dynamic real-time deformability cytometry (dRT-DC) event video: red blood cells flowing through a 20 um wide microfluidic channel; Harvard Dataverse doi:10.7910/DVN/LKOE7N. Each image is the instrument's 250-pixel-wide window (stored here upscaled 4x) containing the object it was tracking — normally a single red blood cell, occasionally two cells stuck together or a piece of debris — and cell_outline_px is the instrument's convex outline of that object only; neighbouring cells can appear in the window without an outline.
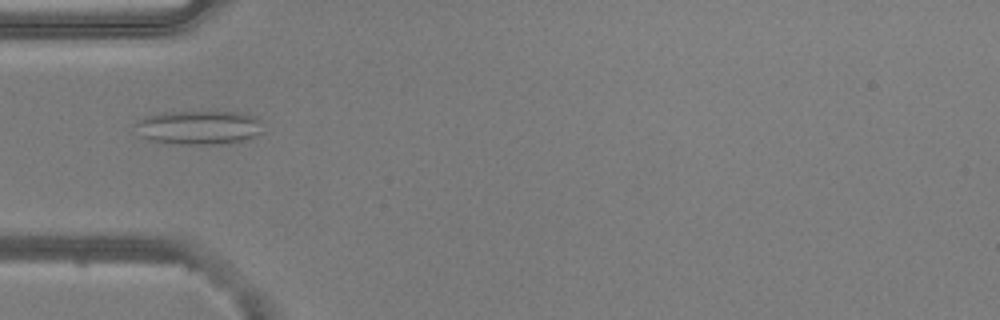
{"species": "common noctule bat (a hibernating species)", "species_latin": "Nyctalus noctula", "temperature_condition": "warm", "stored_images_in_passage": 51, "camera_frame_rate_fps": 3000, "um_per_image_px": 0.085, "animal": {"sex": "male", "body_mass_g": 20.5, "forearm_length_mm": 52.5}, "frame": {"image": 1, "passage_image": 14, "time_ms": 4.333, "image_size_px": [1000, 320], "cell_outline_px": [[264, 132], [256, 136], [244, 140], [220, 144], [172, 144], [148, 140], [140, 136], [136, 124], [136, 120], [144, 116], [168, 112], [216, 108], [256, 116], [260, 120]], "centroid_in_image_um": [16.94, 10.79], "position_along_channel_um": 68.1, "area_um2": 26.47}}
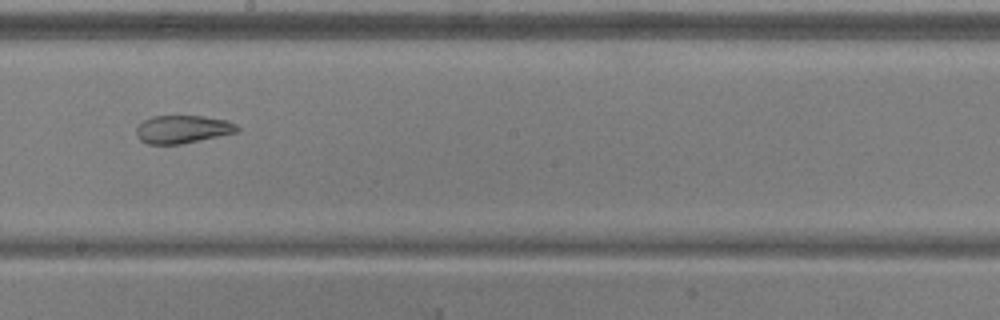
{"frame": {"image": 2, "passage_image": 27, "time_ms": 8.667, "image_size_px": [1000, 320], "cell_outline_px": [[240, 132], [180, 144], [148, 144], [140, 140], [136, 136], [136, 128], [144, 120], [152, 116], [204, 116], [228, 120], [236, 124], [240, 128]], "centroid_in_image_um": [15.55, 10.99], "position_along_channel_um": 232.6, "area_um2": 16.59}}
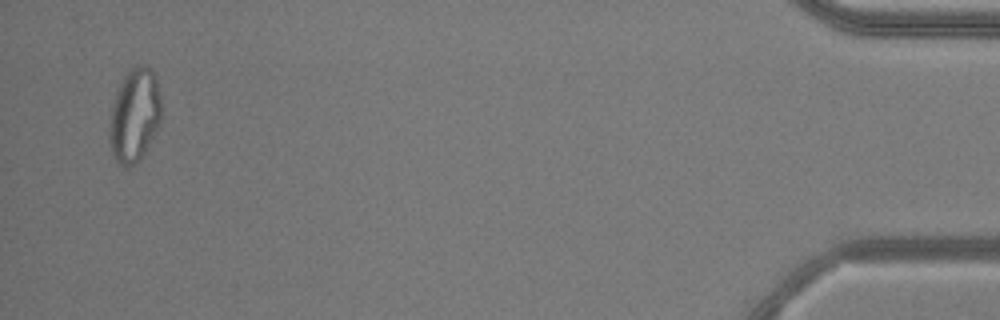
{"frame": {"image": 3, "passage_image": 49, "time_ms": 16.0, "image_size_px": [1000, 320], "cell_outline_px": [[160, 120], [140, 160], [128, 168], [124, 168], [112, 156], [108, 136], [108, 128], [112, 108], [116, 92], [128, 68], [140, 64], [148, 64], [152, 68], [156, 80], [160, 96]], "centroid_in_image_um": [11.4, 9.78], "position_along_channel_um": 423.8, "area_um2": 28.32}, "authors_computed_cell_mechanics": {"area_um2": 23.8714, "velocity_mm_per_s": 3.7681, "shape_relaxation_time_tau1_ms": null, "shape_relaxation_time_tau2_ms": 2.2628, "deformation_change_tau1": null, "deformation_change_tau2": 0.0933}}